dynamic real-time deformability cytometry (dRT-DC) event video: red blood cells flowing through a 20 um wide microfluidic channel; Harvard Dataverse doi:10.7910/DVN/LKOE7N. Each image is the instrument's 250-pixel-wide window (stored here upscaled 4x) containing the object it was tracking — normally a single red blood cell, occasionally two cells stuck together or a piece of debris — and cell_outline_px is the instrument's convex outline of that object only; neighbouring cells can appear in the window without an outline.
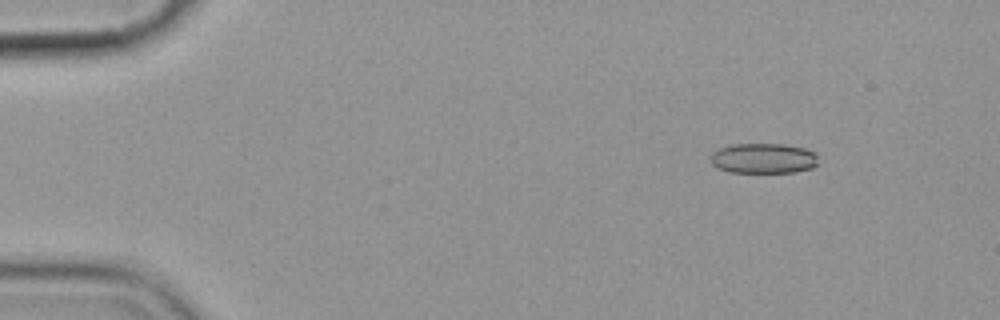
{"species": "common noctule bat (a hibernating species)", "species_latin": "Nyctalus noctula", "temperature_condition": "cold", "stored_images_in_passage": 5, "camera_frame_rate_fps": 3000, "um_per_image_px": 0.085, "animal": {"sex": "female", "body_mass_g": 19.9}, "frame": {"image": 1, "passage_image": 2, "time_ms": 1.333, "image_size_px": [1000, 320], "cell_outline_px": [[820, 164], [812, 168], [796, 172], [728, 172], [716, 168], [712, 164], [712, 152], [720, 148], [732, 144], [784, 144], [804, 148], [812, 152], [816, 156]], "centroid_in_image_um": [64.9, 13.47], "position_along_channel_um": 20.1, "area_um2": 19.02}}
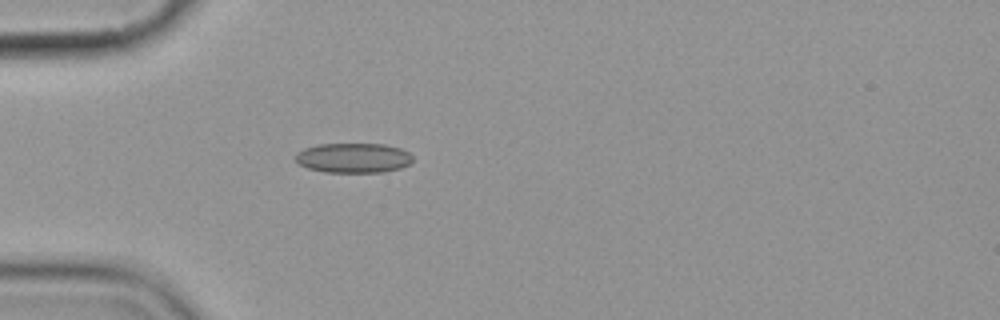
{"frame": {"image": 2, "passage_image": 5, "time_ms": 4.667, "image_size_px": [1000, 320], "cell_outline_px": [[412, 160], [408, 164], [400, 168], [384, 172], [324, 172], [308, 168], [300, 164], [296, 160], [296, 152], [304, 148], [316, 144], [384, 144], [400, 148], [408, 152], [412, 156]], "centroid_in_image_um": [30.02, 13.42], "position_along_channel_um": 55.0, "area_um2": 20.35}}